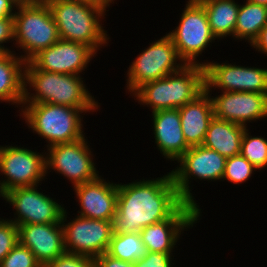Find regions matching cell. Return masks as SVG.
I'll return each instance as SVG.
<instances>
[{"label": "cell", "mask_w": 267, "mask_h": 267, "mask_svg": "<svg viewBox=\"0 0 267 267\" xmlns=\"http://www.w3.org/2000/svg\"><path fill=\"white\" fill-rule=\"evenodd\" d=\"M97 54L87 45L59 39L40 51L29 63L46 72L81 75Z\"/></svg>", "instance_id": "cell-16"}, {"label": "cell", "mask_w": 267, "mask_h": 267, "mask_svg": "<svg viewBox=\"0 0 267 267\" xmlns=\"http://www.w3.org/2000/svg\"><path fill=\"white\" fill-rule=\"evenodd\" d=\"M214 117L248 127V123L267 118V94L221 92L211 96ZM253 121V122H252ZM248 122V123H247Z\"/></svg>", "instance_id": "cell-17"}, {"label": "cell", "mask_w": 267, "mask_h": 267, "mask_svg": "<svg viewBox=\"0 0 267 267\" xmlns=\"http://www.w3.org/2000/svg\"><path fill=\"white\" fill-rule=\"evenodd\" d=\"M42 267H95L94 260L84 256L71 252H64L61 256H58L55 260H52Z\"/></svg>", "instance_id": "cell-31"}, {"label": "cell", "mask_w": 267, "mask_h": 267, "mask_svg": "<svg viewBox=\"0 0 267 267\" xmlns=\"http://www.w3.org/2000/svg\"><path fill=\"white\" fill-rule=\"evenodd\" d=\"M67 209L61 223L66 252L95 259L107 252L113 234V221L88 219L76 215L68 221ZM67 222V223H66Z\"/></svg>", "instance_id": "cell-12"}, {"label": "cell", "mask_w": 267, "mask_h": 267, "mask_svg": "<svg viewBox=\"0 0 267 267\" xmlns=\"http://www.w3.org/2000/svg\"><path fill=\"white\" fill-rule=\"evenodd\" d=\"M191 1H194V2H204V1H206V0H191Z\"/></svg>", "instance_id": "cell-41"}, {"label": "cell", "mask_w": 267, "mask_h": 267, "mask_svg": "<svg viewBox=\"0 0 267 267\" xmlns=\"http://www.w3.org/2000/svg\"><path fill=\"white\" fill-rule=\"evenodd\" d=\"M13 17L14 45L23 51L19 56L25 62L60 39L47 2L18 4Z\"/></svg>", "instance_id": "cell-6"}, {"label": "cell", "mask_w": 267, "mask_h": 267, "mask_svg": "<svg viewBox=\"0 0 267 267\" xmlns=\"http://www.w3.org/2000/svg\"><path fill=\"white\" fill-rule=\"evenodd\" d=\"M257 169L241 154L226 158L222 181L241 184L249 180Z\"/></svg>", "instance_id": "cell-28"}, {"label": "cell", "mask_w": 267, "mask_h": 267, "mask_svg": "<svg viewBox=\"0 0 267 267\" xmlns=\"http://www.w3.org/2000/svg\"><path fill=\"white\" fill-rule=\"evenodd\" d=\"M95 267H135L133 262L123 261L111 257L107 253L101 254L94 259Z\"/></svg>", "instance_id": "cell-34"}, {"label": "cell", "mask_w": 267, "mask_h": 267, "mask_svg": "<svg viewBox=\"0 0 267 267\" xmlns=\"http://www.w3.org/2000/svg\"><path fill=\"white\" fill-rule=\"evenodd\" d=\"M246 1L267 6V0H246Z\"/></svg>", "instance_id": "cell-39"}, {"label": "cell", "mask_w": 267, "mask_h": 267, "mask_svg": "<svg viewBox=\"0 0 267 267\" xmlns=\"http://www.w3.org/2000/svg\"><path fill=\"white\" fill-rule=\"evenodd\" d=\"M15 52H7L0 58V102L21 107L25 61Z\"/></svg>", "instance_id": "cell-22"}, {"label": "cell", "mask_w": 267, "mask_h": 267, "mask_svg": "<svg viewBox=\"0 0 267 267\" xmlns=\"http://www.w3.org/2000/svg\"><path fill=\"white\" fill-rule=\"evenodd\" d=\"M78 3L87 4L93 7L102 8L105 12L115 0H72Z\"/></svg>", "instance_id": "cell-37"}, {"label": "cell", "mask_w": 267, "mask_h": 267, "mask_svg": "<svg viewBox=\"0 0 267 267\" xmlns=\"http://www.w3.org/2000/svg\"><path fill=\"white\" fill-rule=\"evenodd\" d=\"M87 140L84 136L43 150L46 153V176L53 170L68 178L73 187L98 178L100 175Z\"/></svg>", "instance_id": "cell-11"}, {"label": "cell", "mask_w": 267, "mask_h": 267, "mask_svg": "<svg viewBox=\"0 0 267 267\" xmlns=\"http://www.w3.org/2000/svg\"><path fill=\"white\" fill-rule=\"evenodd\" d=\"M205 9L211 31L219 41L234 38L237 14L240 7L235 0H206L199 2Z\"/></svg>", "instance_id": "cell-24"}, {"label": "cell", "mask_w": 267, "mask_h": 267, "mask_svg": "<svg viewBox=\"0 0 267 267\" xmlns=\"http://www.w3.org/2000/svg\"><path fill=\"white\" fill-rule=\"evenodd\" d=\"M200 216L197 206L184 202L168 219L144 227L139 234L147 251L172 253L180 235L198 223Z\"/></svg>", "instance_id": "cell-15"}, {"label": "cell", "mask_w": 267, "mask_h": 267, "mask_svg": "<svg viewBox=\"0 0 267 267\" xmlns=\"http://www.w3.org/2000/svg\"><path fill=\"white\" fill-rule=\"evenodd\" d=\"M181 127L187 144H203L210 121L214 117L211 95L205 90L195 100L179 108Z\"/></svg>", "instance_id": "cell-21"}, {"label": "cell", "mask_w": 267, "mask_h": 267, "mask_svg": "<svg viewBox=\"0 0 267 267\" xmlns=\"http://www.w3.org/2000/svg\"><path fill=\"white\" fill-rule=\"evenodd\" d=\"M184 202L171 172L155 179L118 182L113 233H139L146 226L168 219Z\"/></svg>", "instance_id": "cell-1"}, {"label": "cell", "mask_w": 267, "mask_h": 267, "mask_svg": "<svg viewBox=\"0 0 267 267\" xmlns=\"http://www.w3.org/2000/svg\"><path fill=\"white\" fill-rule=\"evenodd\" d=\"M19 109V116L24 118L22 120H25L28 128L46 139V148L83 138L85 133L82 123L85 113L99 110L78 109L52 103L22 104Z\"/></svg>", "instance_id": "cell-4"}, {"label": "cell", "mask_w": 267, "mask_h": 267, "mask_svg": "<svg viewBox=\"0 0 267 267\" xmlns=\"http://www.w3.org/2000/svg\"><path fill=\"white\" fill-rule=\"evenodd\" d=\"M267 24V6L245 1L240 4L234 39L252 44L261 29ZM237 39V40H236Z\"/></svg>", "instance_id": "cell-25"}, {"label": "cell", "mask_w": 267, "mask_h": 267, "mask_svg": "<svg viewBox=\"0 0 267 267\" xmlns=\"http://www.w3.org/2000/svg\"><path fill=\"white\" fill-rule=\"evenodd\" d=\"M106 253L116 259L135 263L147 254V249L139 233H113Z\"/></svg>", "instance_id": "cell-26"}, {"label": "cell", "mask_w": 267, "mask_h": 267, "mask_svg": "<svg viewBox=\"0 0 267 267\" xmlns=\"http://www.w3.org/2000/svg\"><path fill=\"white\" fill-rule=\"evenodd\" d=\"M43 153L24 146L0 145V174L4 175L0 180V198L12 189L41 185L47 179Z\"/></svg>", "instance_id": "cell-10"}, {"label": "cell", "mask_w": 267, "mask_h": 267, "mask_svg": "<svg viewBox=\"0 0 267 267\" xmlns=\"http://www.w3.org/2000/svg\"><path fill=\"white\" fill-rule=\"evenodd\" d=\"M38 187L39 185L15 188L2 196L15 209L14 218H7L8 220L17 226L61 222L65 210L64 204L37 190L41 189Z\"/></svg>", "instance_id": "cell-14"}, {"label": "cell", "mask_w": 267, "mask_h": 267, "mask_svg": "<svg viewBox=\"0 0 267 267\" xmlns=\"http://www.w3.org/2000/svg\"><path fill=\"white\" fill-rule=\"evenodd\" d=\"M18 242V226L0 217V263Z\"/></svg>", "instance_id": "cell-30"}, {"label": "cell", "mask_w": 267, "mask_h": 267, "mask_svg": "<svg viewBox=\"0 0 267 267\" xmlns=\"http://www.w3.org/2000/svg\"><path fill=\"white\" fill-rule=\"evenodd\" d=\"M18 4L46 3L47 0H15Z\"/></svg>", "instance_id": "cell-38"}, {"label": "cell", "mask_w": 267, "mask_h": 267, "mask_svg": "<svg viewBox=\"0 0 267 267\" xmlns=\"http://www.w3.org/2000/svg\"><path fill=\"white\" fill-rule=\"evenodd\" d=\"M155 144L164 159L177 161L189 148L181 127L179 109L152 112Z\"/></svg>", "instance_id": "cell-20"}, {"label": "cell", "mask_w": 267, "mask_h": 267, "mask_svg": "<svg viewBox=\"0 0 267 267\" xmlns=\"http://www.w3.org/2000/svg\"><path fill=\"white\" fill-rule=\"evenodd\" d=\"M173 259V253L147 251V254L134 264L135 267H173V265L175 266L176 264Z\"/></svg>", "instance_id": "cell-32"}, {"label": "cell", "mask_w": 267, "mask_h": 267, "mask_svg": "<svg viewBox=\"0 0 267 267\" xmlns=\"http://www.w3.org/2000/svg\"><path fill=\"white\" fill-rule=\"evenodd\" d=\"M131 63L125 76L126 93L128 90L130 95L143 84L162 79L186 65L167 33L150 43Z\"/></svg>", "instance_id": "cell-7"}, {"label": "cell", "mask_w": 267, "mask_h": 267, "mask_svg": "<svg viewBox=\"0 0 267 267\" xmlns=\"http://www.w3.org/2000/svg\"><path fill=\"white\" fill-rule=\"evenodd\" d=\"M17 5L15 0H0V17L13 16Z\"/></svg>", "instance_id": "cell-36"}, {"label": "cell", "mask_w": 267, "mask_h": 267, "mask_svg": "<svg viewBox=\"0 0 267 267\" xmlns=\"http://www.w3.org/2000/svg\"><path fill=\"white\" fill-rule=\"evenodd\" d=\"M205 70V90L212 95V90L221 92H255L267 94V69L245 67L231 64L227 60L220 64L217 61L203 60ZM206 61V62H205ZM228 62V63H227Z\"/></svg>", "instance_id": "cell-13"}, {"label": "cell", "mask_w": 267, "mask_h": 267, "mask_svg": "<svg viewBox=\"0 0 267 267\" xmlns=\"http://www.w3.org/2000/svg\"><path fill=\"white\" fill-rule=\"evenodd\" d=\"M47 4L60 39L85 44L96 54L108 46L110 37L101 23L106 15L102 8L72 0H47Z\"/></svg>", "instance_id": "cell-5"}, {"label": "cell", "mask_w": 267, "mask_h": 267, "mask_svg": "<svg viewBox=\"0 0 267 267\" xmlns=\"http://www.w3.org/2000/svg\"><path fill=\"white\" fill-rule=\"evenodd\" d=\"M5 54V52L0 48V58Z\"/></svg>", "instance_id": "cell-40"}, {"label": "cell", "mask_w": 267, "mask_h": 267, "mask_svg": "<svg viewBox=\"0 0 267 267\" xmlns=\"http://www.w3.org/2000/svg\"><path fill=\"white\" fill-rule=\"evenodd\" d=\"M205 91L204 66L186 64L162 79L143 84L131 96L151 112L179 109ZM136 98V99H135Z\"/></svg>", "instance_id": "cell-3"}, {"label": "cell", "mask_w": 267, "mask_h": 267, "mask_svg": "<svg viewBox=\"0 0 267 267\" xmlns=\"http://www.w3.org/2000/svg\"><path fill=\"white\" fill-rule=\"evenodd\" d=\"M74 188L79 202L78 216L113 221L117 209L118 184L106 181L100 175L93 181L77 185Z\"/></svg>", "instance_id": "cell-18"}, {"label": "cell", "mask_w": 267, "mask_h": 267, "mask_svg": "<svg viewBox=\"0 0 267 267\" xmlns=\"http://www.w3.org/2000/svg\"><path fill=\"white\" fill-rule=\"evenodd\" d=\"M19 243L43 266L65 252L62 223L18 225Z\"/></svg>", "instance_id": "cell-19"}, {"label": "cell", "mask_w": 267, "mask_h": 267, "mask_svg": "<svg viewBox=\"0 0 267 267\" xmlns=\"http://www.w3.org/2000/svg\"><path fill=\"white\" fill-rule=\"evenodd\" d=\"M82 79L81 75L38 70L25 62L22 104L52 103L78 109H100L98 100Z\"/></svg>", "instance_id": "cell-2"}, {"label": "cell", "mask_w": 267, "mask_h": 267, "mask_svg": "<svg viewBox=\"0 0 267 267\" xmlns=\"http://www.w3.org/2000/svg\"><path fill=\"white\" fill-rule=\"evenodd\" d=\"M250 47L255 48V51L266 54L267 56V24L261 29Z\"/></svg>", "instance_id": "cell-35"}, {"label": "cell", "mask_w": 267, "mask_h": 267, "mask_svg": "<svg viewBox=\"0 0 267 267\" xmlns=\"http://www.w3.org/2000/svg\"><path fill=\"white\" fill-rule=\"evenodd\" d=\"M178 26L168 33L175 45L179 57L185 64L202 65L197 57L212 46L213 35L204 7L191 0L186 1ZM211 43V44H210ZM211 45V46H209Z\"/></svg>", "instance_id": "cell-9"}, {"label": "cell", "mask_w": 267, "mask_h": 267, "mask_svg": "<svg viewBox=\"0 0 267 267\" xmlns=\"http://www.w3.org/2000/svg\"><path fill=\"white\" fill-rule=\"evenodd\" d=\"M247 127L241 140L240 154L257 170L267 167V138L252 136Z\"/></svg>", "instance_id": "cell-27"}, {"label": "cell", "mask_w": 267, "mask_h": 267, "mask_svg": "<svg viewBox=\"0 0 267 267\" xmlns=\"http://www.w3.org/2000/svg\"><path fill=\"white\" fill-rule=\"evenodd\" d=\"M13 41L14 44V17L13 16H3L0 17V48L5 52H14L4 46V43H9Z\"/></svg>", "instance_id": "cell-33"}, {"label": "cell", "mask_w": 267, "mask_h": 267, "mask_svg": "<svg viewBox=\"0 0 267 267\" xmlns=\"http://www.w3.org/2000/svg\"><path fill=\"white\" fill-rule=\"evenodd\" d=\"M177 163V167L171 171V174L178 194L185 202L197 206L202 214V209L191 192L190 179L222 181L226 158L212 149L199 145L190 147L177 160Z\"/></svg>", "instance_id": "cell-8"}, {"label": "cell", "mask_w": 267, "mask_h": 267, "mask_svg": "<svg viewBox=\"0 0 267 267\" xmlns=\"http://www.w3.org/2000/svg\"><path fill=\"white\" fill-rule=\"evenodd\" d=\"M0 267H42L29 248L19 242L1 261Z\"/></svg>", "instance_id": "cell-29"}, {"label": "cell", "mask_w": 267, "mask_h": 267, "mask_svg": "<svg viewBox=\"0 0 267 267\" xmlns=\"http://www.w3.org/2000/svg\"><path fill=\"white\" fill-rule=\"evenodd\" d=\"M246 128L243 125L213 117L202 145L218 152L225 158L238 155Z\"/></svg>", "instance_id": "cell-23"}]
</instances>
